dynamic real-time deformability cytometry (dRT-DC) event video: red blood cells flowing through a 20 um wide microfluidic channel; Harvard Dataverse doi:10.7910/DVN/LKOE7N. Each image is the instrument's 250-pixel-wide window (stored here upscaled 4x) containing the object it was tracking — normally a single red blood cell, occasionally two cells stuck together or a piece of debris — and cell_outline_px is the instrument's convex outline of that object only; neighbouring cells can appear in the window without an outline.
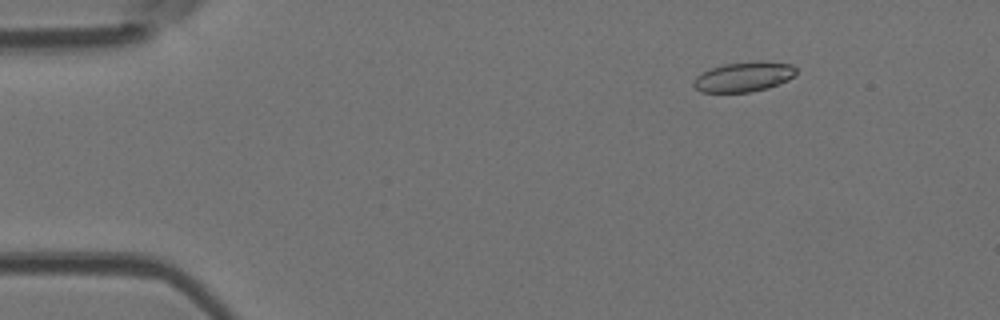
{"species": "Egyptian fruit bat (a non-hibernating species)", "species_latin": "Rousettus aegyptiacus", "temperature_condition": "room temperature", "stored_images_in_passage": 6, "camera_frame_rate_fps": 3000, "um_per_image_px": 0.085, "animal": {"sex": "female"}, "frame": {"image": 1, "passage_image": 3, "time_ms": 2.333, "image_size_px": [1000, 320], "cell_outline_px": [[796, 72], [788, 80], [768, 88], [748, 92], [700, 92], [692, 84], [696, 76], [712, 68], [724, 64], [756, 60], [760, 60], [792, 64], [796, 68]], "centroid_in_image_um": [63.23, 6.51], "position_along_channel_um": 21.8, "area_um2": 17.86}}